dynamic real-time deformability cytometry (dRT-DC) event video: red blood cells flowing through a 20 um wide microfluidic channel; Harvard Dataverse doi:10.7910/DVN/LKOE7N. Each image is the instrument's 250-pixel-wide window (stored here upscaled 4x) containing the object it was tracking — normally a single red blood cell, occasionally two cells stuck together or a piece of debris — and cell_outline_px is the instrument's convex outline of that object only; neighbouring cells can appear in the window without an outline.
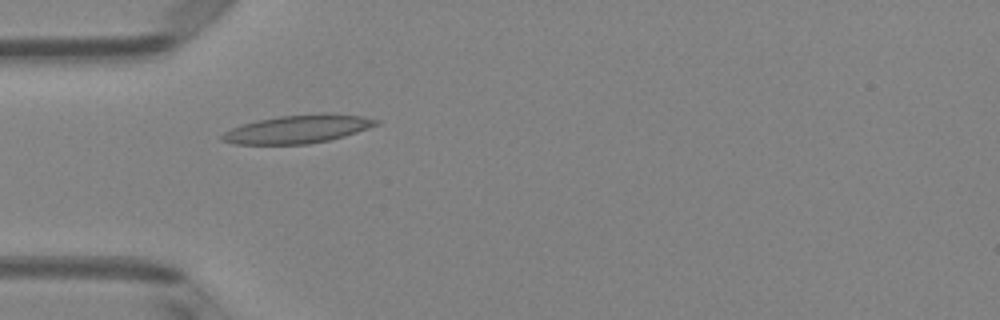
{"species": "Egyptian fruit bat (a non-hibernating species)", "species_latin": "Rousettus aegyptiacus", "temperature_condition": "room temperature", "stored_images_in_passage": 3, "camera_frame_rate_fps": 3000, "um_per_image_px": 0.085, "animal": {"sex": "female"}, "frame": {"image": 1, "passage_image": 2, "time_ms": 0.333, "image_size_px": [1000, 320], "cell_outline_px": [[380, 124], [344, 136], [328, 140], [308, 144], [236, 144], [220, 140], [220, 136], [224, 132], [232, 128], [244, 124], [260, 120], [280, 116], [320, 112], [328, 112], [360, 116], [380, 120]], "centroid_in_image_um": [25.34, 10.96], "position_along_channel_um": 59.7, "area_um2": 25.32}}
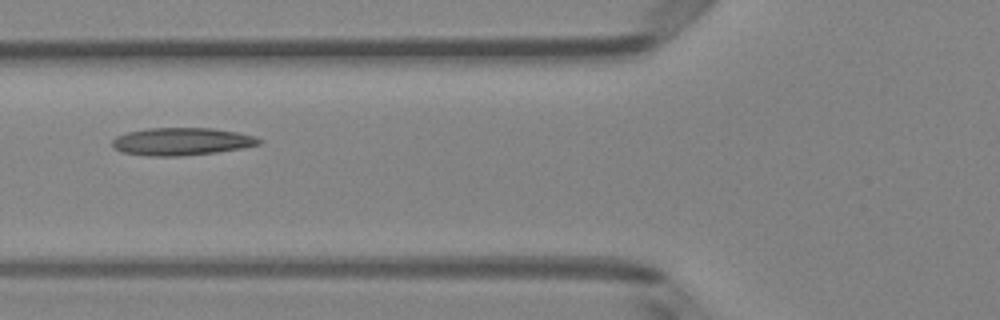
{"frame": {"image": 2, "passage_image": 3, "time_ms": 0.667, "image_size_px": [1000, 320], "cell_outline_px": [[264, 140], [260, 144], [244, 148], [216, 152], [180, 156], [148, 156], [120, 152], [112, 144], [112, 140], [116, 136], [128, 132], [148, 128], [212, 128], [236, 132], [256, 136]], "centroid_in_image_um": [15.46, 12.03], "position_along_channel_um": 110.3, "area_um2": 23.7}}